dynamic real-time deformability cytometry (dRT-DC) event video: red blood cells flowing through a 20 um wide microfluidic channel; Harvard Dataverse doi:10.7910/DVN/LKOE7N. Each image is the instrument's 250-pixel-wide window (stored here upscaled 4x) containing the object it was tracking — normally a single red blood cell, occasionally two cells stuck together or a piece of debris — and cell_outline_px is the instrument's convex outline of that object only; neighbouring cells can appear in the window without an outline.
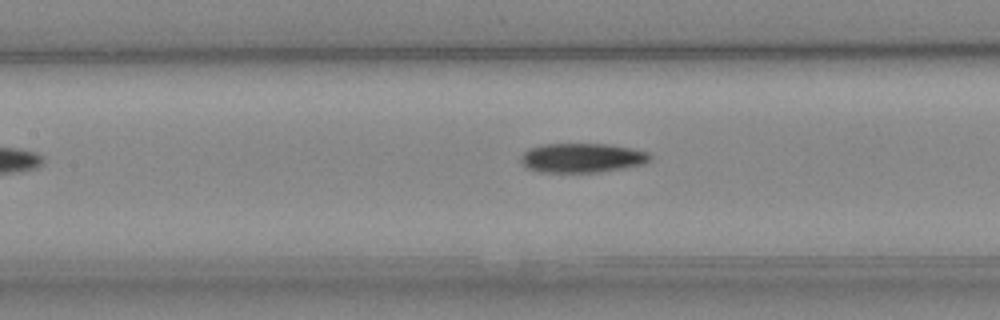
{"species": "Egyptian fruit bat (a non-hibernating species)", "species_latin": "Rousettus aegyptiacus", "temperature_condition": "cold", "stored_images_in_passage": 9, "camera_frame_rate_fps": 3000, "um_per_image_px": 0.085, "animal": {"sex": "female"}, "frame": {"image": 1, "passage_image": 7, "time_ms": 7.0, "image_size_px": [1000, 320], "cell_outline_px": [[652, 160], [644, 164], [624, 168], [600, 172], [540, 172], [528, 168], [520, 160], [520, 156], [528, 148], [544, 144], [608, 144], [632, 148], [648, 152], [652, 156]], "centroid_in_image_um": [49.51, 13.42], "position_along_channel_um": 157.9, "area_um2": 22.25}}